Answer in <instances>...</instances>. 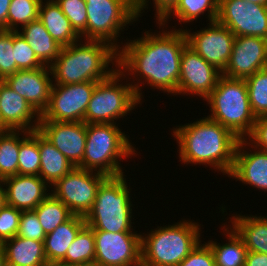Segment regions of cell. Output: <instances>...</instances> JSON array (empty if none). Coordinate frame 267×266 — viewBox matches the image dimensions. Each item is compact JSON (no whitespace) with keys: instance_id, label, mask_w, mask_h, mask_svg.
<instances>
[{"instance_id":"24","label":"cell","mask_w":267,"mask_h":266,"mask_svg":"<svg viewBox=\"0 0 267 266\" xmlns=\"http://www.w3.org/2000/svg\"><path fill=\"white\" fill-rule=\"evenodd\" d=\"M42 0L39 6L38 19L44 25L53 39L62 47L69 46L81 40L68 18L55 0Z\"/></svg>"},{"instance_id":"10","label":"cell","mask_w":267,"mask_h":266,"mask_svg":"<svg viewBox=\"0 0 267 266\" xmlns=\"http://www.w3.org/2000/svg\"><path fill=\"white\" fill-rule=\"evenodd\" d=\"M106 178L102 173L74 167L51 186V194L74 215L85 217L93 207L99 186Z\"/></svg>"},{"instance_id":"5","label":"cell","mask_w":267,"mask_h":266,"mask_svg":"<svg viewBox=\"0 0 267 266\" xmlns=\"http://www.w3.org/2000/svg\"><path fill=\"white\" fill-rule=\"evenodd\" d=\"M86 143L81 168L102 173L107 177L124 174L121 160L139 155L130 137L118 124H86ZM121 159V160H120Z\"/></svg>"},{"instance_id":"13","label":"cell","mask_w":267,"mask_h":266,"mask_svg":"<svg viewBox=\"0 0 267 266\" xmlns=\"http://www.w3.org/2000/svg\"><path fill=\"white\" fill-rule=\"evenodd\" d=\"M217 22L234 35L267 39V6L243 0H219Z\"/></svg>"},{"instance_id":"16","label":"cell","mask_w":267,"mask_h":266,"mask_svg":"<svg viewBox=\"0 0 267 266\" xmlns=\"http://www.w3.org/2000/svg\"><path fill=\"white\" fill-rule=\"evenodd\" d=\"M264 67H267V39L237 36L229 62L222 75L246 79Z\"/></svg>"},{"instance_id":"29","label":"cell","mask_w":267,"mask_h":266,"mask_svg":"<svg viewBox=\"0 0 267 266\" xmlns=\"http://www.w3.org/2000/svg\"><path fill=\"white\" fill-rule=\"evenodd\" d=\"M218 4L219 0H178L175 7L157 24L168 27V21L176 17L175 19L178 18L177 21L181 23L180 25H186L194 20L197 21V18L203 16L205 12L208 13L205 16L209 23L214 22L218 15Z\"/></svg>"},{"instance_id":"46","label":"cell","mask_w":267,"mask_h":266,"mask_svg":"<svg viewBox=\"0 0 267 266\" xmlns=\"http://www.w3.org/2000/svg\"><path fill=\"white\" fill-rule=\"evenodd\" d=\"M6 204L5 186L3 179H0V209Z\"/></svg>"},{"instance_id":"42","label":"cell","mask_w":267,"mask_h":266,"mask_svg":"<svg viewBox=\"0 0 267 266\" xmlns=\"http://www.w3.org/2000/svg\"><path fill=\"white\" fill-rule=\"evenodd\" d=\"M149 1L151 0H135V9L138 18L142 17L141 14L148 9L149 4H151ZM177 2L178 0H153L156 23H159L169 13Z\"/></svg>"},{"instance_id":"11","label":"cell","mask_w":267,"mask_h":266,"mask_svg":"<svg viewBox=\"0 0 267 266\" xmlns=\"http://www.w3.org/2000/svg\"><path fill=\"white\" fill-rule=\"evenodd\" d=\"M97 82L52 85L47 108L40 121L84 122Z\"/></svg>"},{"instance_id":"12","label":"cell","mask_w":267,"mask_h":266,"mask_svg":"<svg viewBox=\"0 0 267 266\" xmlns=\"http://www.w3.org/2000/svg\"><path fill=\"white\" fill-rule=\"evenodd\" d=\"M95 260L100 266H141V232L93 230Z\"/></svg>"},{"instance_id":"9","label":"cell","mask_w":267,"mask_h":266,"mask_svg":"<svg viewBox=\"0 0 267 266\" xmlns=\"http://www.w3.org/2000/svg\"><path fill=\"white\" fill-rule=\"evenodd\" d=\"M86 8L87 40L104 41L118 51L123 29L138 21L135 0H89Z\"/></svg>"},{"instance_id":"43","label":"cell","mask_w":267,"mask_h":266,"mask_svg":"<svg viewBox=\"0 0 267 266\" xmlns=\"http://www.w3.org/2000/svg\"><path fill=\"white\" fill-rule=\"evenodd\" d=\"M256 148L267 152V117H258L252 133L246 138Z\"/></svg>"},{"instance_id":"18","label":"cell","mask_w":267,"mask_h":266,"mask_svg":"<svg viewBox=\"0 0 267 266\" xmlns=\"http://www.w3.org/2000/svg\"><path fill=\"white\" fill-rule=\"evenodd\" d=\"M50 67L18 70L3 81L41 115L49 103L52 87Z\"/></svg>"},{"instance_id":"31","label":"cell","mask_w":267,"mask_h":266,"mask_svg":"<svg viewBox=\"0 0 267 266\" xmlns=\"http://www.w3.org/2000/svg\"><path fill=\"white\" fill-rule=\"evenodd\" d=\"M33 211L46 234L52 232L74 215L66 205L52 194H49Z\"/></svg>"},{"instance_id":"36","label":"cell","mask_w":267,"mask_h":266,"mask_svg":"<svg viewBox=\"0 0 267 266\" xmlns=\"http://www.w3.org/2000/svg\"><path fill=\"white\" fill-rule=\"evenodd\" d=\"M74 30L87 40V8L84 0H55ZM84 37V38H82Z\"/></svg>"},{"instance_id":"14","label":"cell","mask_w":267,"mask_h":266,"mask_svg":"<svg viewBox=\"0 0 267 266\" xmlns=\"http://www.w3.org/2000/svg\"><path fill=\"white\" fill-rule=\"evenodd\" d=\"M205 28L200 27L197 32L182 29L185 33L187 45L197 52L205 61L223 72L229 62L235 35L217 21L208 23Z\"/></svg>"},{"instance_id":"19","label":"cell","mask_w":267,"mask_h":266,"mask_svg":"<svg viewBox=\"0 0 267 266\" xmlns=\"http://www.w3.org/2000/svg\"><path fill=\"white\" fill-rule=\"evenodd\" d=\"M228 177L266 192L267 152L256 148L246 138L240 139L235 152L234 165Z\"/></svg>"},{"instance_id":"15","label":"cell","mask_w":267,"mask_h":266,"mask_svg":"<svg viewBox=\"0 0 267 266\" xmlns=\"http://www.w3.org/2000/svg\"><path fill=\"white\" fill-rule=\"evenodd\" d=\"M221 75V71L186 45L181 55L177 95H196L205 100Z\"/></svg>"},{"instance_id":"34","label":"cell","mask_w":267,"mask_h":266,"mask_svg":"<svg viewBox=\"0 0 267 266\" xmlns=\"http://www.w3.org/2000/svg\"><path fill=\"white\" fill-rule=\"evenodd\" d=\"M245 82L255 117H267V67L247 77Z\"/></svg>"},{"instance_id":"49","label":"cell","mask_w":267,"mask_h":266,"mask_svg":"<svg viewBox=\"0 0 267 266\" xmlns=\"http://www.w3.org/2000/svg\"><path fill=\"white\" fill-rule=\"evenodd\" d=\"M78 266H100L97 262L85 263Z\"/></svg>"},{"instance_id":"30","label":"cell","mask_w":267,"mask_h":266,"mask_svg":"<svg viewBox=\"0 0 267 266\" xmlns=\"http://www.w3.org/2000/svg\"><path fill=\"white\" fill-rule=\"evenodd\" d=\"M95 260L93 229L85 225L68 247L65 258L57 266H78Z\"/></svg>"},{"instance_id":"40","label":"cell","mask_w":267,"mask_h":266,"mask_svg":"<svg viewBox=\"0 0 267 266\" xmlns=\"http://www.w3.org/2000/svg\"><path fill=\"white\" fill-rule=\"evenodd\" d=\"M17 236L44 242L46 233L33 210L22 211Z\"/></svg>"},{"instance_id":"28","label":"cell","mask_w":267,"mask_h":266,"mask_svg":"<svg viewBox=\"0 0 267 266\" xmlns=\"http://www.w3.org/2000/svg\"><path fill=\"white\" fill-rule=\"evenodd\" d=\"M222 225L225 226H221L220 230H223L222 235H226L228 242L220 244L215 240L207 241L213 251L216 266H245L247 248L242 238L231 226L226 223Z\"/></svg>"},{"instance_id":"22","label":"cell","mask_w":267,"mask_h":266,"mask_svg":"<svg viewBox=\"0 0 267 266\" xmlns=\"http://www.w3.org/2000/svg\"><path fill=\"white\" fill-rule=\"evenodd\" d=\"M85 225L84 216L73 215L52 232L46 234L44 252L49 266H57L65 258L68 247Z\"/></svg>"},{"instance_id":"32","label":"cell","mask_w":267,"mask_h":266,"mask_svg":"<svg viewBox=\"0 0 267 266\" xmlns=\"http://www.w3.org/2000/svg\"><path fill=\"white\" fill-rule=\"evenodd\" d=\"M40 164L38 130L21 131L18 174L40 176Z\"/></svg>"},{"instance_id":"7","label":"cell","mask_w":267,"mask_h":266,"mask_svg":"<svg viewBox=\"0 0 267 266\" xmlns=\"http://www.w3.org/2000/svg\"><path fill=\"white\" fill-rule=\"evenodd\" d=\"M125 177L124 174L107 177L99 186L93 207L85 216L86 225L93 230L112 233L135 230L131 222L133 197Z\"/></svg>"},{"instance_id":"21","label":"cell","mask_w":267,"mask_h":266,"mask_svg":"<svg viewBox=\"0 0 267 266\" xmlns=\"http://www.w3.org/2000/svg\"><path fill=\"white\" fill-rule=\"evenodd\" d=\"M3 182L6 204L21 211L34 210L51 194V187L40 176L17 174Z\"/></svg>"},{"instance_id":"35","label":"cell","mask_w":267,"mask_h":266,"mask_svg":"<svg viewBox=\"0 0 267 266\" xmlns=\"http://www.w3.org/2000/svg\"><path fill=\"white\" fill-rule=\"evenodd\" d=\"M41 1L11 0L7 15V30L17 31L20 26L23 27L31 21L38 19Z\"/></svg>"},{"instance_id":"2","label":"cell","mask_w":267,"mask_h":266,"mask_svg":"<svg viewBox=\"0 0 267 266\" xmlns=\"http://www.w3.org/2000/svg\"><path fill=\"white\" fill-rule=\"evenodd\" d=\"M172 137L179 144V161L184 165H204L228 176L234 165L240 140L231 130L211 120L200 118L174 127Z\"/></svg>"},{"instance_id":"25","label":"cell","mask_w":267,"mask_h":266,"mask_svg":"<svg viewBox=\"0 0 267 266\" xmlns=\"http://www.w3.org/2000/svg\"><path fill=\"white\" fill-rule=\"evenodd\" d=\"M230 217V226L242 238L247 251L267 254V216L240 215Z\"/></svg>"},{"instance_id":"23","label":"cell","mask_w":267,"mask_h":266,"mask_svg":"<svg viewBox=\"0 0 267 266\" xmlns=\"http://www.w3.org/2000/svg\"><path fill=\"white\" fill-rule=\"evenodd\" d=\"M6 266H49L44 252V242L19 236L1 244Z\"/></svg>"},{"instance_id":"41","label":"cell","mask_w":267,"mask_h":266,"mask_svg":"<svg viewBox=\"0 0 267 266\" xmlns=\"http://www.w3.org/2000/svg\"><path fill=\"white\" fill-rule=\"evenodd\" d=\"M201 242L177 266H216L211 247Z\"/></svg>"},{"instance_id":"6","label":"cell","mask_w":267,"mask_h":266,"mask_svg":"<svg viewBox=\"0 0 267 266\" xmlns=\"http://www.w3.org/2000/svg\"><path fill=\"white\" fill-rule=\"evenodd\" d=\"M206 101L211 111L208 118L228 128L240 139L252 133L257 118L249 102L245 79L221 75Z\"/></svg>"},{"instance_id":"1","label":"cell","mask_w":267,"mask_h":266,"mask_svg":"<svg viewBox=\"0 0 267 266\" xmlns=\"http://www.w3.org/2000/svg\"><path fill=\"white\" fill-rule=\"evenodd\" d=\"M158 26L162 32L146 30L137 39H126L128 41L118 50L117 69L129 80L135 78L131 85L141 102L144 98L142 84H149L151 88L167 95H177L181 55L187 45L186 36L182 28L173 26L172 30L167 31L163 25Z\"/></svg>"},{"instance_id":"3","label":"cell","mask_w":267,"mask_h":266,"mask_svg":"<svg viewBox=\"0 0 267 266\" xmlns=\"http://www.w3.org/2000/svg\"><path fill=\"white\" fill-rule=\"evenodd\" d=\"M115 66L110 68L109 66ZM118 64V51L104 41L83 40L62 47L49 66L52 85L77 84L107 79ZM54 78V79H53Z\"/></svg>"},{"instance_id":"37","label":"cell","mask_w":267,"mask_h":266,"mask_svg":"<svg viewBox=\"0 0 267 266\" xmlns=\"http://www.w3.org/2000/svg\"><path fill=\"white\" fill-rule=\"evenodd\" d=\"M13 44L14 31L0 29V80L17 71Z\"/></svg>"},{"instance_id":"45","label":"cell","mask_w":267,"mask_h":266,"mask_svg":"<svg viewBox=\"0 0 267 266\" xmlns=\"http://www.w3.org/2000/svg\"><path fill=\"white\" fill-rule=\"evenodd\" d=\"M11 0H0V29L7 30V15Z\"/></svg>"},{"instance_id":"44","label":"cell","mask_w":267,"mask_h":266,"mask_svg":"<svg viewBox=\"0 0 267 266\" xmlns=\"http://www.w3.org/2000/svg\"><path fill=\"white\" fill-rule=\"evenodd\" d=\"M245 266H267V254L247 251Z\"/></svg>"},{"instance_id":"33","label":"cell","mask_w":267,"mask_h":266,"mask_svg":"<svg viewBox=\"0 0 267 266\" xmlns=\"http://www.w3.org/2000/svg\"><path fill=\"white\" fill-rule=\"evenodd\" d=\"M21 131L0 132V179L18 174Z\"/></svg>"},{"instance_id":"38","label":"cell","mask_w":267,"mask_h":266,"mask_svg":"<svg viewBox=\"0 0 267 266\" xmlns=\"http://www.w3.org/2000/svg\"><path fill=\"white\" fill-rule=\"evenodd\" d=\"M13 48L17 71L44 67L31 49V46L18 31H14Z\"/></svg>"},{"instance_id":"4","label":"cell","mask_w":267,"mask_h":266,"mask_svg":"<svg viewBox=\"0 0 267 266\" xmlns=\"http://www.w3.org/2000/svg\"><path fill=\"white\" fill-rule=\"evenodd\" d=\"M193 221L182 218L141 233V266H177L202 241L201 224Z\"/></svg>"},{"instance_id":"8","label":"cell","mask_w":267,"mask_h":266,"mask_svg":"<svg viewBox=\"0 0 267 266\" xmlns=\"http://www.w3.org/2000/svg\"><path fill=\"white\" fill-rule=\"evenodd\" d=\"M125 79L126 85L123 83ZM127 82V77L118 69L107 79L97 82L85 112L84 122L117 124L118 119L123 120L127 113L130 114L139 104L142 105L133 86Z\"/></svg>"},{"instance_id":"20","label":"cell","mask_w":267,"mask_h":266,"mask_svg":"<svg viewBox=\"0 0 267 266\" xmlns=\"http://www.w3.org/2000/svg\"><path fill=\"white\" fill-rule=\"evenodd\" d=\"M0 116L7 130L27 132L38 130L41 118L27 100L3 80H0Z\"/></svg>"},{"instance_id":"27","label":"cell","mask_w":267,"mask_h":266,"mask_svg":"<svg viewBox=\"0 0 267 266\" xmlns=\"http://www.w3.org/2000/svg\"><path fill=\"white\" fill-rule=\"evenodd\" d=\"M40 177L49 186L69 173L75 166L38 131Z\"/></svg>"},{"instance_id":"50","label":"cell","mask_w":267,"mask_h":266,"mask_svg":"<svg viewBox=\"0 0 267 266\" xmlns=\"http://www.w3.org/2000/svg\"><path fill=\"white\" fill-rule=\"evenodd\" d=\"M5 131H8L2 124L1 122V116H0V132H5Z\"/></svg>"},{"instance_id":"26","label":"cell","mask_w":267,"mask_h":266,"mask_svg":"<svg viewBox=\"0 0 267 266\" xmlns=\"http://www.w3.org/2000/svg\"><path fill=\"white\" fill-rule=\"evenodd\" d=\"M19 29L17 31L31 46L38 60L44 66H50L58 57L62 46L53 39L39 19Z\"/></svg>"},{"instance_id":"47","label":"cell","mask_w":267,"mask_h":266,"mask_svg":"<svg viewBox=\"0 0 267 266\" xmlns=\"http://www.w3.org/2000/svg\"><path fill=\"white\" fill-rule=\"evenodd\" d=\"M0 266H6L5 254L1 245H0Z\"/></svg>"},{"instance_id":"48","label":"cell","mask_w":267,"mask_h":266,"mask_svg":"<svg viewBox=\"0 0 267 266\" xmlns=\"http://www.w3.org/2000/svg\"><path fill=\"white\" fill-rule=\"evenodd\" d=\"M243 1L253 2V3H257V4H260V5L267 6V0H243Z\"/></svg>"},{"instance_id":"17","label":"cell","mask_w":267,"mask_h":266,"mask_svg":"<svg viewBox=\"0 0 267 266\" xmlns=\"http://www.w3.org/2000/svg\"><path fill=\"white\" fill-rule=\"evenodd\" d=\"M38 131L75 167L81 168L86 143L85 122L40 121Z\"/></svg>"},{"instance_id":"39","label":"cell","mask_w":267,"mask_h":266,"mask_svg":"<svg viewBox=\"0 0 267 266\" xmlns=\"http://www.w3.org/2000/svg\"><path fill=\"white\" fill-rule=\"evenodd\" d=\"M21 213L7 204L0 209V245L17 235Z\"/></svg>"}]
</instances>
